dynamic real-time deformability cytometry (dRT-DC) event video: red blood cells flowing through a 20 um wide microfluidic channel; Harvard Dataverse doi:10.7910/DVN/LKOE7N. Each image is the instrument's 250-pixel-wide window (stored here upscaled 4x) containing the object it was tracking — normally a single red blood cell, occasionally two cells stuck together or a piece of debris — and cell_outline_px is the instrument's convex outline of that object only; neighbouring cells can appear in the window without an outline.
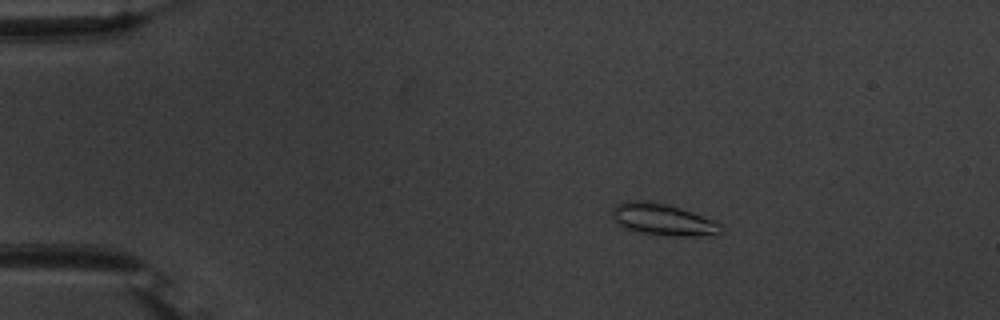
{"species": "common noctule bat (a hibernating species)", "species_latin": "Nyctalus noctula", "temperature_condition": "warm", "stored_images_in_passage": 47, "camera_frame_rate_fps": 3000, "um_per_image_px": 0.085, "animal": {"sex": "male", "body_mass_g": 20.1, "forearm_length_mm": 53.5}, "frame": {"image": 1, "passage_image": 2, "time_ms": 0.333, "image_size_px": [1000, 320], "cell_outline_px": [[724, 232], [696, 236], [672, 236], [640, 232], [624, 228], [612, 216], [612, 208], [616, 204], [628, 200], [648, 200], [668, 204], [692, 212], [712, 220], [720, 224], [724, 228]], "centroid_in_image_um": [56.33, 18.64], "position_along_channel_um": 28.7, "area_um2": 20.0}}
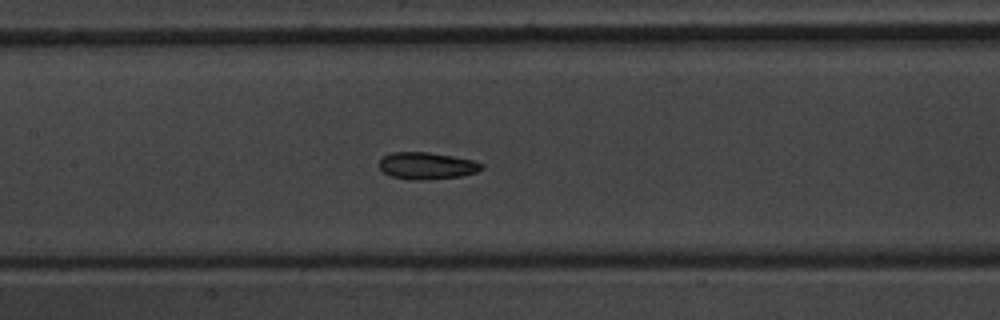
{"frame": {"image": 2, "passage_image": 19, "time_ms": 6.0, "image_size_px": [1000, 320], "cell_outline_px": [[484, 168], [476, 172], [460, 176], [424, 180], [412, 180], [392, 176], [384, 172], [380, 168], [380, 160], [384, 156], [392, 152], [428, 152], [452, 156], [472, 160], [484, 164]], "centroid_in_image_um": [36.3, 14.09], "position_along_channel_um": 171.1, "area_um2": 15.95}}
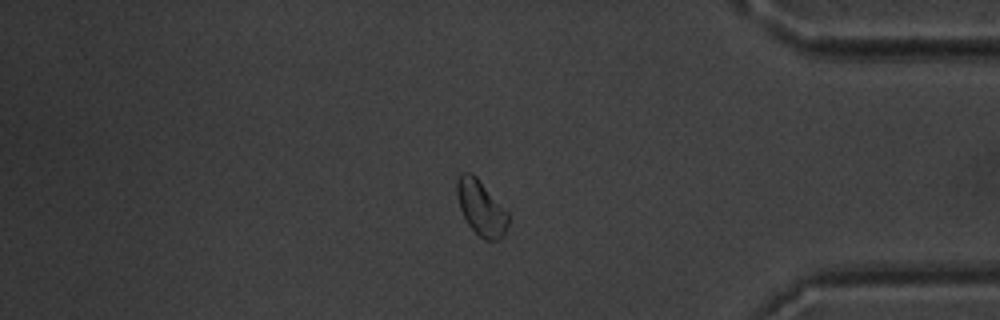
{"frame": {"image": 3, "passage_image": 39, "time_ms": 12.667, "image_size_px": [1000, 320], "cell_outline_px": [[508, 224], [504, 236], [500, 240], [484, 240], [468, 224], [460, 208], [456, 192], [456, 180], [460, 172], [472, 172], [476, 176], [508, 212]], "centroid_in_image_um": [40.88, 17.65], "position_along_channel_um": 394.3, "area_um2": 16.47}, "authors_computed_cell_mechanics": {"area_um2": 16.4152, "velocity_mm_per_s": 3.7023, "shape_relaxation_time_tau1_ms": 2.5047, "shape_relaxation_time_tau2_ms": 4.3931, "deformation_change_tau1": 0.065, "deformation_change_tau2": 0.0843}}